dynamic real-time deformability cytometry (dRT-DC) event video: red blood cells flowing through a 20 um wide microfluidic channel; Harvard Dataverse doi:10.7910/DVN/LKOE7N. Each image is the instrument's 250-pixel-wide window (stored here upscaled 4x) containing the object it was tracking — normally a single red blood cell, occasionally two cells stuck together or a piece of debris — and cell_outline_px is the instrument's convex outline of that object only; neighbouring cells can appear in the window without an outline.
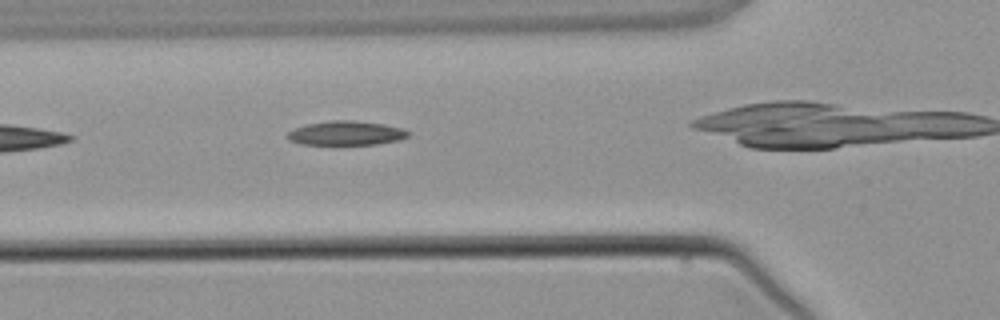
{"species": "common noctule bat (a hibernating species)", "species_latin": "Nyctalus noctula", "temperature_condition": "warm", "stored_images_in_passage": 6, "camera_frame_rate_fps": 3000, "um_per_image_px": 0.085, "animal": {"sex": "male", "body_mass_g": 21.5, "forearm_length_mm": 52.0}, "frame": {"image": 1, "passage_image": 5, "time_ms": 5.0, "image_size_px": [1000, 320], "cell_outline_px": [[408, 136], [400, 140], [376, 144], [300, 144], [288, 140], [284, 136], [292, 128], [304, 124], [328, 120], [352, 120], [384, 124], [404, 128], [408, 132]], "centroid_in_image_um": [29.35, 11.3], "position_along_channel_um": 96.4, "area_um2": 17.28}}